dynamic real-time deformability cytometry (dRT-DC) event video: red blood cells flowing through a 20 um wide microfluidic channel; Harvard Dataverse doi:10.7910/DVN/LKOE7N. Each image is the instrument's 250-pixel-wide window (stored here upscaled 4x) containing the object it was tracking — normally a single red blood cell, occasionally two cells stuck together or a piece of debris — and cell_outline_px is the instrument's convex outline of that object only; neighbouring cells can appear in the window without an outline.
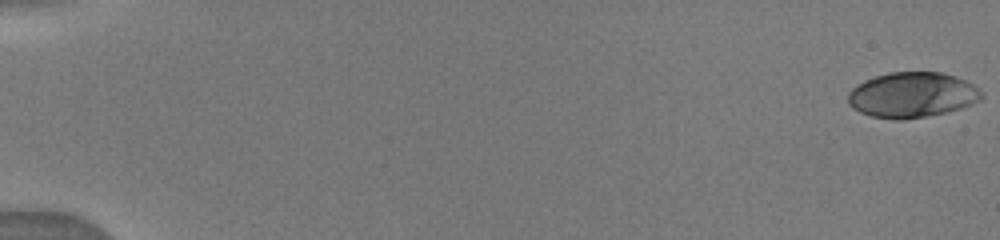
{"species": "human", "species_latin": "Homo sapiens", "temperature_condition": "warm", "stored_images_in_passage": 43, "camera_frame_rate_fps": 3000, "um_per_image_px": 0.085, "donor": {"sex": "male"}, "frame": {"image": 1, "passage_image": 1, "time_ms": 0.0, "image_size_px": [1000, 240], "cell_outline_px": [[984, 96], [980, 100], [972, 104], [948, 112], [904, 120], [896, 120], [872, 116], [860, 112], [852, 108], [848, 104], [848, 92], [856, 84], [864, 80], [888, 72], [944, 72], [956, 76], [972, 84]], "centroid_in_image_um": [77.51, 8.07], "position_along_channel_um": 7.5, "area_um2": 35.43}}
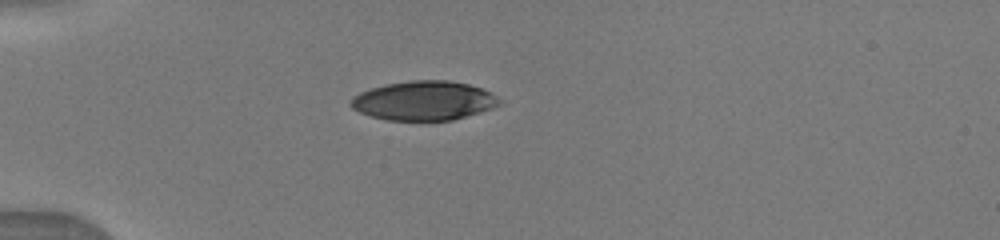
{"frame": {"image": 2, "passage_image": 15, "time_ms": 5.0, "image_size_px": [1000, 240], "cell_outline_px": [[504, 100], [500, 104], [492, 108], [480, 112], [452, 120], [388, 120], [372, 116], [360, 112], [352, 108], [348, 104], [348, 100], [352, 96], [360, 92], [372, 88], [388, 84], [408, 80], [448, 80], [468, 84], [484, 88]], "centroid_in_image_um": [36.04, 8.55], "position_along_channel_um": 49.0, "area_um2": 34.16}}
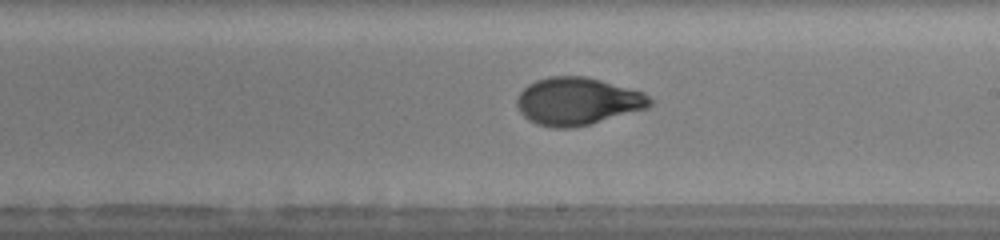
{"frame": {"image": 3, "passage_image": 25, "time_ms": 10.333, "image_size_px": [1000, 240], "cell_outline_px": [[652, 104], [648, 108], [588, 124], [572, 128], [552, 128], [536, 124], [528, 120], [520, 112], [516, 104], [516, 100], [520, 92], [528, 84], [536, 80], [548, 76], [584, 76], [600, 80], [644, 92], [652, 100]], "centroid_in_image_um": [49.06, 8.61], "position_along_channel_um": 239.9, "area_um2": 36.82}}